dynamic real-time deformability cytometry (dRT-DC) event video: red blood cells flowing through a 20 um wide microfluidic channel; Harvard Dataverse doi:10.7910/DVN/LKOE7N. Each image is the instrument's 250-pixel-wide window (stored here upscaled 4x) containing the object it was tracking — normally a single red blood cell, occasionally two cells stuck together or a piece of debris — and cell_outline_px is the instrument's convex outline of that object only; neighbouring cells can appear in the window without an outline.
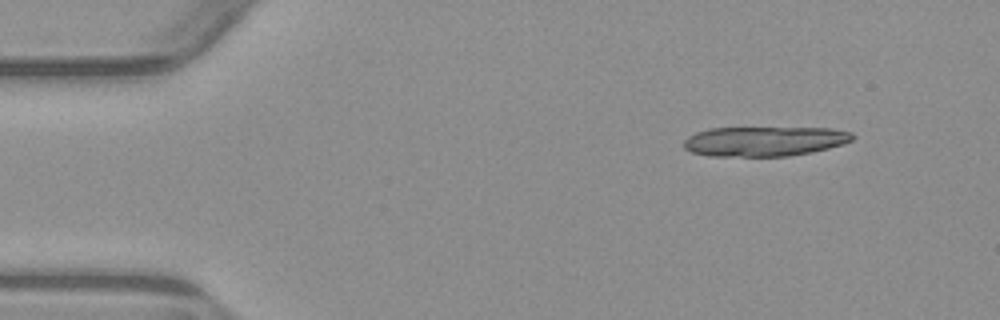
{"species": "common noctule bat (a hibernating species)", "species_latin": "Nyctalus noctula", "temperature_condition": "warm", "stored_images_in_passage": 3, "camera_frame_rate_fps": 3000, "um_per_image_px": 0.085, "animal": {"sex": "male", "body_mass_g": 23.1, "forearm_length_mm": 52.7}, "frame": {"image": 1, "passage_image": 1, "time_ms": 0.0, "image_size_px": [1000, 320], "cell_outline_px": [[856, 136], [852, 140], [844, 144], [812, 152], [788, 156], [708, 156], [692, 152], [684, 148], [684, 140], [688, 136], [696, 132], [708, 128], [832, 128], [852, 132]], "centroid_in_image_um": [64.99, 12.0], "position_along_channel_um": 20.0, "area_um2": 29.42}}